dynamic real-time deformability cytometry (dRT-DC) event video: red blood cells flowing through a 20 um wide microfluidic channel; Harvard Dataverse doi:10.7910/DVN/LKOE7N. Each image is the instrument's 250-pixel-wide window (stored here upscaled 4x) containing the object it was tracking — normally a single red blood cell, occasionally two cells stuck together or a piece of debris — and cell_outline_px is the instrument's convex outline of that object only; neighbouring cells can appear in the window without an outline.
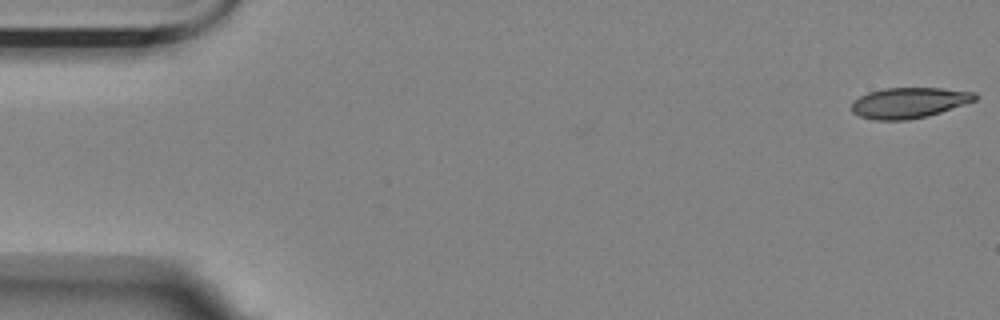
{"species": "Egyptian fruit bat (a non-hibernating species)", "species_latin": "Rousettus aegyptiacus", "temperature_condition": "room temperature", "stored_images_in_passage": 56, "camera_frame_rate_fps": 3000, "um_per_image_px": 0.085, "animal": {"sex": "female"}, "frame": {"image": 1, "passage_image": 1, "time_ms": 0.0, "image_size_px": [1000, 320], "cell_outline_px": [[980, 96], [976, 100], [928, 116], [908, 120], [876, 120], [860, 116], [852, 112], [852, 104], [860, 96], [868, 92], [884, 88], [940, 88], [976, 92]], "centroid_in_image_um": [77.29, 8.73], "position_along_channel_um": 7.7, "area_um2": 21.96}}
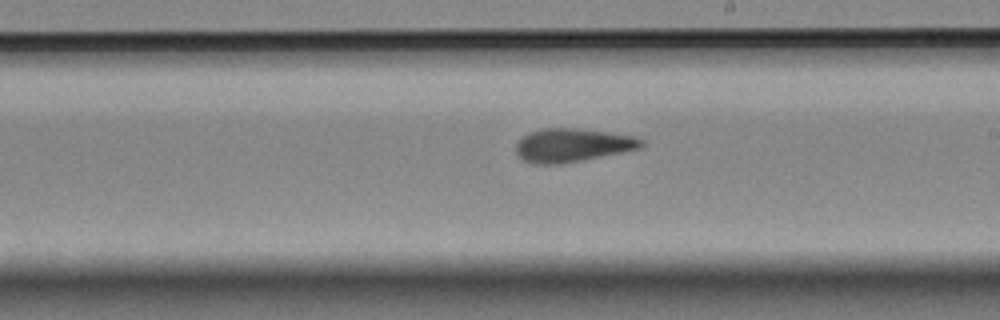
{"frame": {"image": 2, "passage_image": 32, "time_ms": 10.333, "image_size_px": [1000, 320], "cell_outline_px": [[644, 144], [640, 148], [584, 160], [560, 164], [536, 164], [524, 160], [516, 156], [516, 144], [528, 132], [544, 128], [580, 128], [636, 136], [644, 140]], "centroid_in_image_um": [48.66, 12.33], "position_along_channel_um": 240.3, "area_um2": 24.57}}
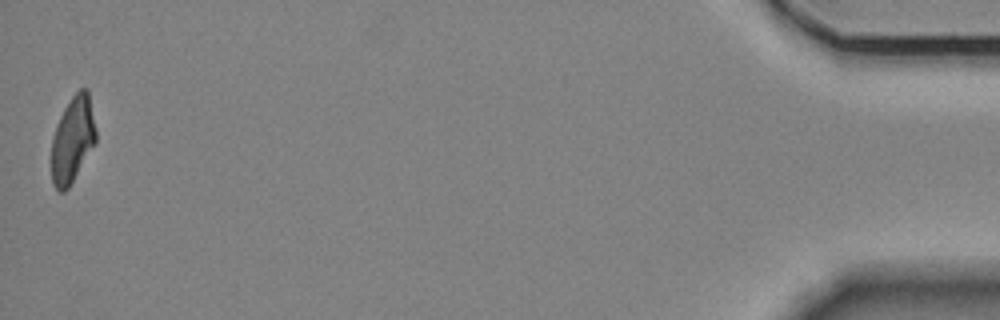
{"frame": {"image": 3, "passage_image": 56, "time_ms": 18.333, "image_size_px": [1000, 320], "cell_outline_px": [[96, 144], [68, 188], [64, 192], [60, 192], [52, 184], [52, 136], [60, 116], [64, 108], [72, 96], [80, 88], [88, 88], [96, 128]], "centroid_in_image_um": [6.19, 11.86], "position_along_channel_um": 429.0, "area_um2": 22.43}, "authors_computed_cell_mechanics": {"area_um2": 23.5824, "velocity_mm_per_s": 3.5179, "shape_relaxation_time_tau1_ms": 7.2042, "shape_relaxation_time_tau2_ms": 3.3589, "deformation_change_tau1": 0.2001, "deformation_change_tau2": 0.1084}}